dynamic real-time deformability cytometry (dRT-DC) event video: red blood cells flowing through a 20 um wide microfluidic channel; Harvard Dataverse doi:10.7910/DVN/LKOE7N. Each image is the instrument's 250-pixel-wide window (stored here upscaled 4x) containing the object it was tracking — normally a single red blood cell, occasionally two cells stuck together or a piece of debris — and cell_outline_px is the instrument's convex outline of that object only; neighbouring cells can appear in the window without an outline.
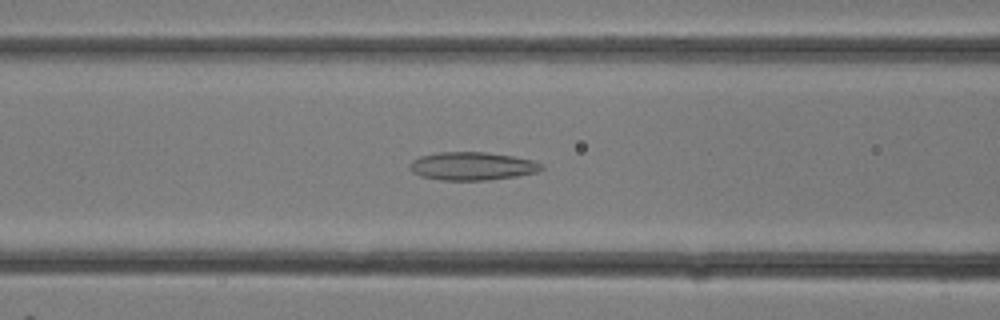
{"species": "common noctule bat (a hibernating species)", "species_latin": "Nyctalus noctula", "temperature_condition": "room temperature", "stored_images_in_passage": 15, "camera_frame_rate_fps": 3000, "um_per_image_px": 0.085, "animal": {"sex": "female"}, "frame": {"image": 1, "passage_image": 11, "time_ms": 3.333, "image_size_px": [1000, 320], "cell_outline_px": [[544, 168], [540, 172], [516, 176], [488, 180], [440, 180], [420, 176], [412, 172], [408, 168], [408, 164], [412, 160], [420, 156], [436, 152], [488, 152], [512, 156], [532, 160], [544, 164]], "centroid_in_image_um": [40.13, 14.12], "position_along_channel_um": 126.5, "area_um2": 21.91}}
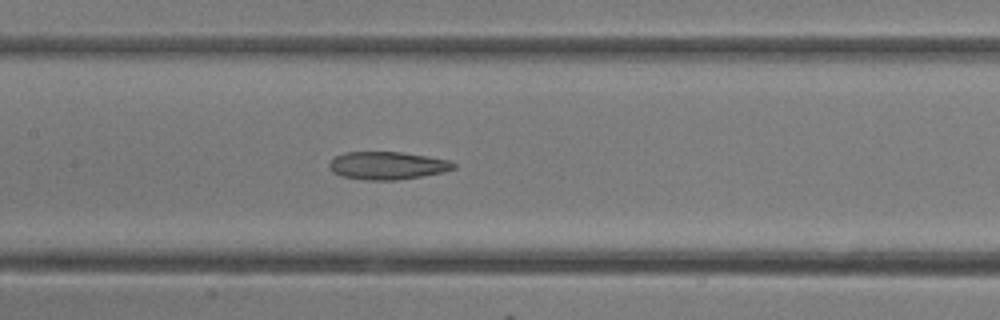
{"frame": {"image": 2, "passage_image": 13, "time_ms": 4.0, "image_size_px": [1000, 320], "cell_outline_px": [[456, 168], [444, 172], [396, 180], [364, 180], [340, 176], [332, 172], [328, 164], [336, 156], [344, 152], [404, 152], [452, 160], [456, 164]], "centroid_in_image_um": [32.95, 14.07], "position_along_channel_um": 174.5, "area_um2": 20.35}}
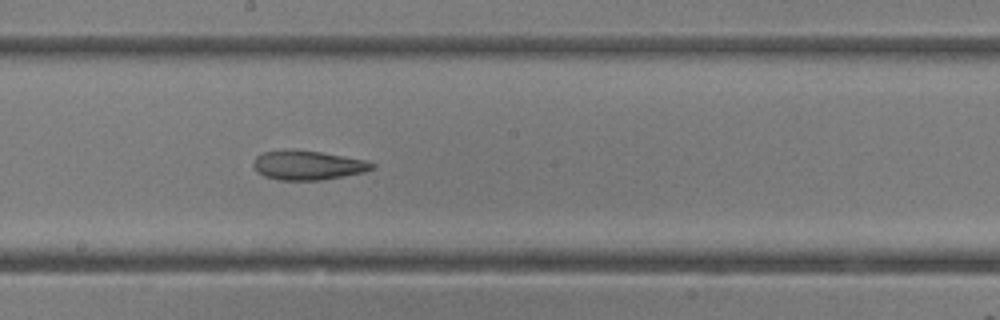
{"frame": {"image": 3, "passage_image": 15, "time_ms": 4.667, "image_size_px": [1000, 320], "cell_outline_px": [[376, 168], [364, 172], [344, 176], [320, 180], [280, 180], [264, 176], [256, 172], [252, 168], [252, 164], [256, 156], [264, 152], [284, 148], [320, 152], [368, 160], [376, 164]], "centroid_in_image_um": [26.15, 14.03], "position_along_channel_um": 222.1, "area_um2": 20.63}}